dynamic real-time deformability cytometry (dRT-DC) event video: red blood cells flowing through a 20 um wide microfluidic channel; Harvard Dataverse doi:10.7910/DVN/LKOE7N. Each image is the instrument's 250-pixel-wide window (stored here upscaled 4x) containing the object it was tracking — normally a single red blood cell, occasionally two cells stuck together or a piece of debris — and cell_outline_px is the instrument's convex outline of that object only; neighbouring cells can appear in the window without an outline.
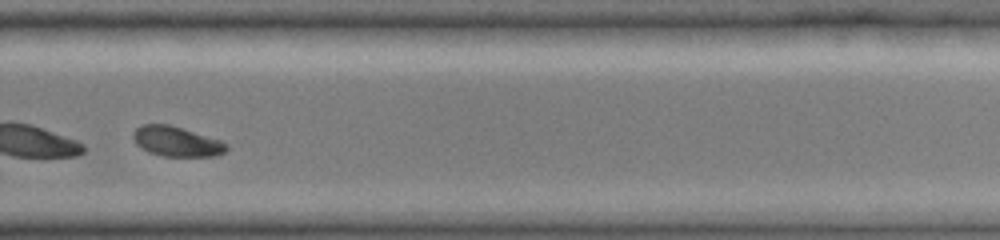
{"species": "common noctule bat (a hibernating species)", "species_latin": "Nyctalus noctula", "temperature_condition": "cold", "stored_images_in_passage": 40, "camera_frame_rate_fps": 3000, "um_per_image_px": 0.085, "animal": {"sex": "female", "body_mass_g": 19.0, "forearm_length_mm": 51.5}, "frame": {"image": 1, "passage_image": 31, "time_ms": 10.0, "image_size_px": [1000, 240], "cell_outline_px": [[228, 148], [224, 152], [216, 156], [164, 156], [148, 152], [140, 148], [136, 144], [132, 136], [132, 132], [140, 124], [168, 124], [220, 140], [228, 144]], "centroid_in_image_um": [14.97, 12.02], "position_along_channel_um": 314.8, "area_um2": 16.3}}
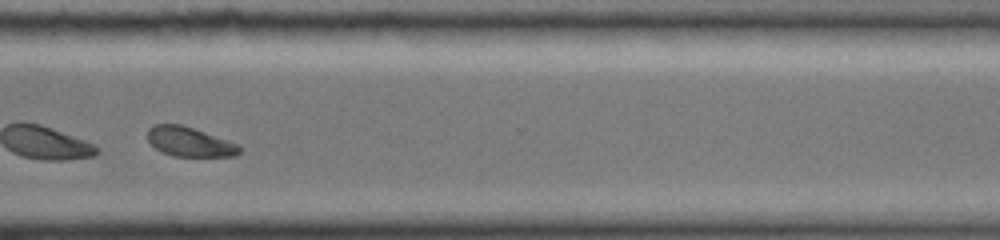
{"frame": {"image": 2, "passage_image": 34, "time_ms": 11.0, "image_size_px": [1000, 240], "cell_outline_px": [[240, 152], [236, 156], [172, 156], [160, 152], [148, 140], [148, 128], [156, 124], [180, 124], [240, 144]], "centroid_in_image_um": [16.11, 12.06], "position_along_channel_um": 354.5, "area_um2": 15.72}, "authors_computed_cell_mechanics": {"area_um2": 18.2937, "velocity_mm_per_s": 3.9072, "shape_relaxation_time_tau1_ms": 1.4914, "shape_relaxation_time_tau2_ms": null, "deformation_change_tau1": 0.1039, "deformation_change_tau2": null}}